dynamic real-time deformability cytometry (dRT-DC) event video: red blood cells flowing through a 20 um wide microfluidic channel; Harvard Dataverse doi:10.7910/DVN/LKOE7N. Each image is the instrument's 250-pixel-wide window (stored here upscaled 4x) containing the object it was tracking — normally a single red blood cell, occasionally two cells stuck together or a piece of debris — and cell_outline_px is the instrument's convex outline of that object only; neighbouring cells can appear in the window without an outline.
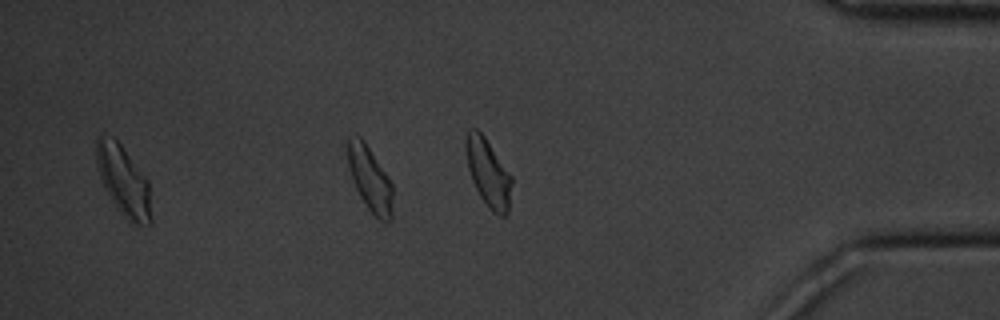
{"species": "common noctule bat (a hibernating species)", "species_latin": "Nyctalus noctula", "temperature_condition": "cold", "stored_images_in_passage": 35, "segment_of_instrument_passage": [2, 2], "camera_frame_rate_fps": 3000, "um_per_image_px": 0.085, "animal": {"sex": "male", "body_mass_g": 20.1, "forearm_length_mm": 53.5}, "frame": {"image": 1, "passage_image": 35, "time_ms": 11.333, "image_size_px": [1000, 320], "cell_outline_px": [[392, 216], [388, 220], [380, 220], [368, 208], [360, 196], [352, 180], [348, 164], [348, 136], [360, 136], [364, 140], [392, 184]], "centroid_in_image_um": [31.43, 15.18], "position_along_channel_um": 403.8, "area_um2": 16.53}}